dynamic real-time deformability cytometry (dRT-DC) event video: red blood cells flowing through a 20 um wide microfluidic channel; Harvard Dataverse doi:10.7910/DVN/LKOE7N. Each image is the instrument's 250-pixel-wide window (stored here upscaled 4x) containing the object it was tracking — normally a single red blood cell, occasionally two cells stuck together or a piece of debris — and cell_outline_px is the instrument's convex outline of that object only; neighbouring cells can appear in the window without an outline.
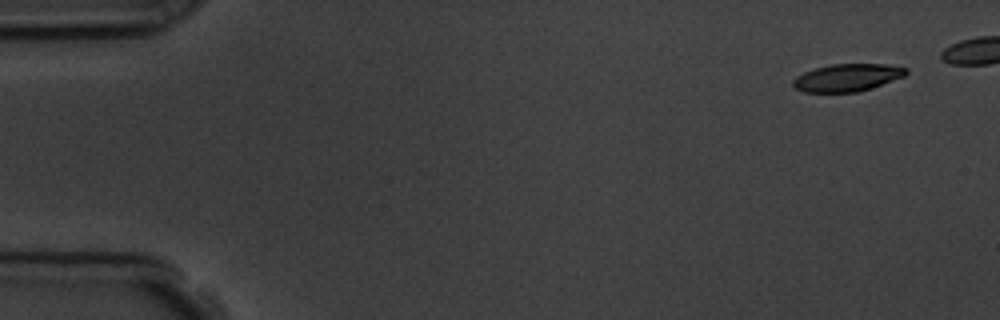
{"species": "common noctule bat (a hibernating species)", "species_latin": "Nyctalus noctula", "temperature_condition": "room temperature", "stored_images_in_passage": 6, "camera_frame_rate_fps": 3000, "um_per_image_px": 0.085, "animal": {"sex": "male", "body_mass_g": 19.5, "forearm_length_mm": 54.6}, "frame": {"image": 1, "passage_image": 1, "time_ms": 0.0, "image_size_px": [1000, 320], "cell_outline_px": [[908, 72], [904, 76], [856, 92], [804, 92], [796, 88], [792, 84], [792, 80], [796, 76], [804, 72], [816, 68], [832, 64], [884, 64], [908, 68]], "centroid_in_image_um": [71.98, 6.59], "position_along_channel_um": 13.0, "area_um2": 17.8}}
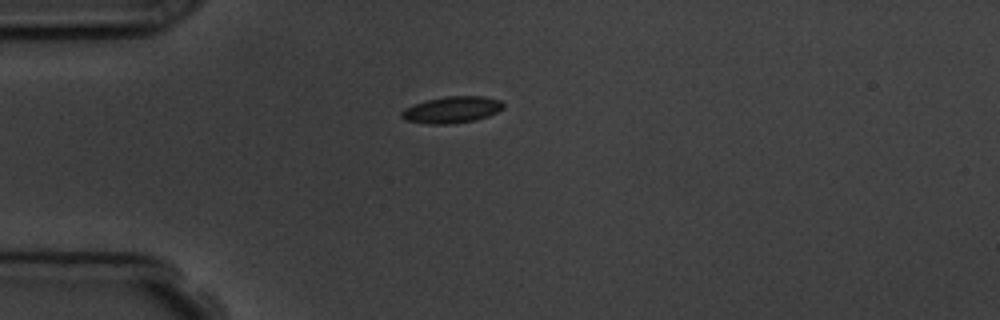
{"frame": {"image": 2, "passage_image": 6, "time_ms": 5.667, "image_size_px": [1000, 320], "cell_outline_px": [[504, 108], [488, 116], [476, 120], [448, 124], [428, 124], [404, 120], [400, 116], [400, 112], [404, 108], [412, 104], [444, 96], [484, 96], [500, 100], [504, 104]], "centroid_in_image_um": [38.38, 9.33], "position_along_channel_um": 46.6, "area_um2": 15.9}}